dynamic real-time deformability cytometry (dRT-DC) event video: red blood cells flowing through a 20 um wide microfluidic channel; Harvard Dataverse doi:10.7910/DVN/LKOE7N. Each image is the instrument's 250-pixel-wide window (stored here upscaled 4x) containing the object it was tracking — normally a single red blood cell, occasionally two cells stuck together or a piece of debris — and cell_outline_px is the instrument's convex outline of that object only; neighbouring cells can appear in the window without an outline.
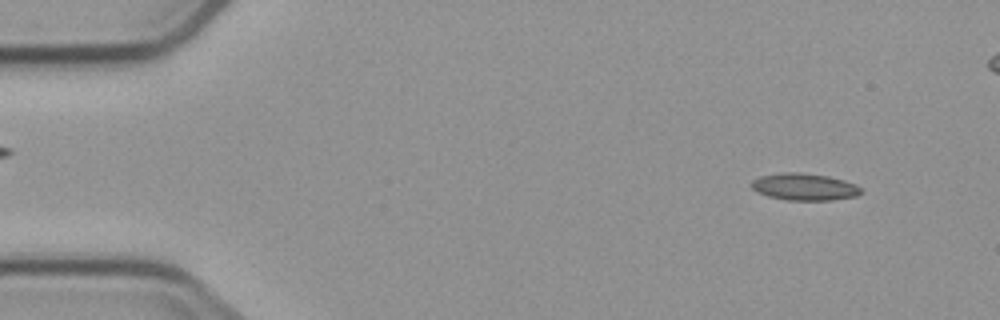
{"species": "common noctule bat (a hibernating species)", "species_latin": "Nyctalus noctula", "temperature_condition": "cold", "stored_images_in_passage": 5, "camera_frame_rate_fps": 3000, "um_per_image_px": 0.085, "animal": {"sex": "male", "body_mass_g": 23.1, "forearm_length_mm": 52.7}, "frame": {"image": 1, "passage_image": 1, "time_ms": 0.0, "image_size_px": [1000, 320], "cell_outline_px": [[864, 192], [856, 196], [832, 200], [788, 200], [768, 196], [756, 192], [752, 188], [752, 180], [760, 176], [780, 172], [800, 172], [828, 176], [844, 180], [856, 184]], "centroid_in_image_um": [68.38, 15.87], "position_along_channel_um": 16.6, "area_um2": 17.34}}